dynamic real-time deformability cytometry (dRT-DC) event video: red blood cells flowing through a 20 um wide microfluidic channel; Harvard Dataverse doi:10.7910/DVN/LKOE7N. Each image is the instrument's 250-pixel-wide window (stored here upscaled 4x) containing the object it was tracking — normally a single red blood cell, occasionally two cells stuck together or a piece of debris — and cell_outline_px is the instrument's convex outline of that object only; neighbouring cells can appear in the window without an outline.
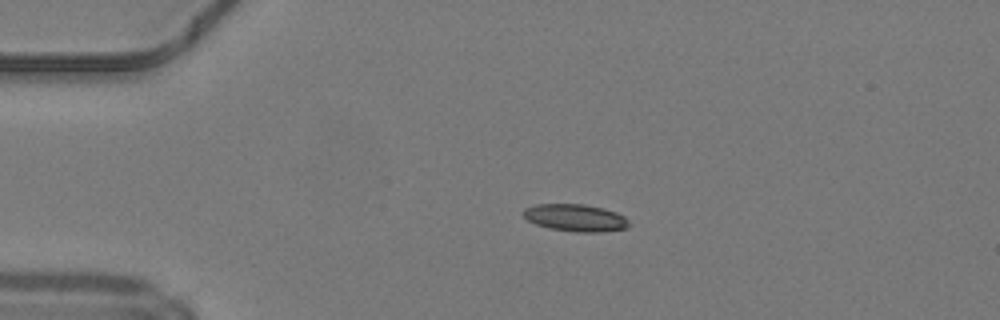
{"species": "common noctule bat (a hibernating species)", "species_latin": "Nyctalus noctula", "temperature_condition": "warm", "stored_images_in_passage": 39, "camera_frame_rate_fps": 3000, "um_per_image_px": 0.085, "animal": {"sex": "male", "body_mass_g": 19.2, "forearm_length_mm": 51.8}, "frame": {"image": 1, "passage_image": 1, "time_ms": 0.0, "image_size_px": [1000, 320], "cell_outline_px": [[632, 224], [628, 228], [600, 232], [576, 232], [548, 228], [536, 224], [528, 220], [524, 216], [524, 208], [536, 204], [584, 204], [604, 208], [616, 212], [624, 216]], "centroid_in_image_um": [48.95, 18.51], "position_along_channel_um": 36.0, "area_um2": 16.88}}
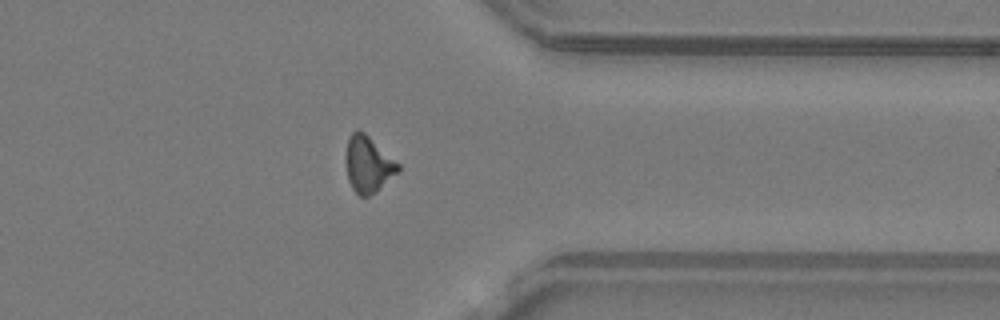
{"frame": {"image": 2, "passage_image": 29, "time_ms": 9.333, "image_size_px": [1000, 320], "cell_outline_px": [[400, 172], [376, 192], [368, 196], [360, 196], [352, 188], [348, 180], [344, 160], [344, 156], [348, 136], [356, 128], [364, 132], [400, 164]], "centroid_in_image_um": [31.27, 13.96], "position_along_channel_um": 380.1, "area_um2": 17.57}}
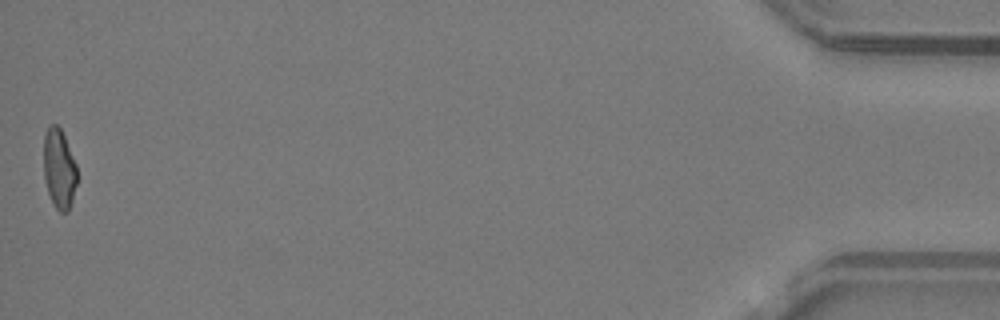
{"frame": {"image": 3, "passage_image": 39, "time_ms": 12.667, "image_size_px": [1000, 320], "cell_outline_px": [[76, 184], [72, 200], [68, 212], [60, 212], [56, 208], [48, 192], [44, 176], [44, 132], [48, 124], [56, 124], [60, 128], [64, 136], [76, 164]], "centroid_in_image_um": [5.01, 14.31], "position_along_channel_um": 430.2, "area_um2": 15.37}, "authors_computed_cell_mechanics": {"area_um2": 16.5308, "velocity_mm_per_s": 4.2161, "shape_relaxation_time_tau1_ms": null, "shape_relaxation_time_tau2_ms": 2.7878, "deformation_change_tau1": null, "deformation_change_tau2": 0.1108}}